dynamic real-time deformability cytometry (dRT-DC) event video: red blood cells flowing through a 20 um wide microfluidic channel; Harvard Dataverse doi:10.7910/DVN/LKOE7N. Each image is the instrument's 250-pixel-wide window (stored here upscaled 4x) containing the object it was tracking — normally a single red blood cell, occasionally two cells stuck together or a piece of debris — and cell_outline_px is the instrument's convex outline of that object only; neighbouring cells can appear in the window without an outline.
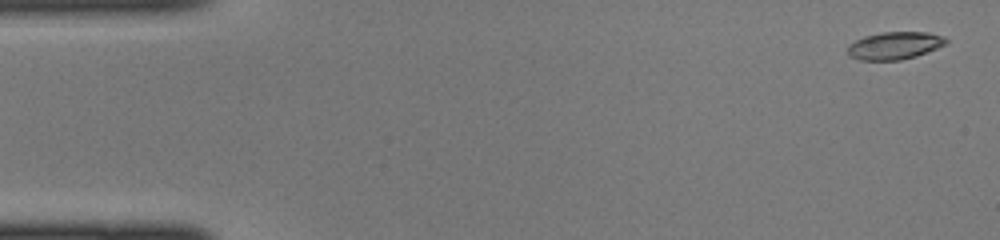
{"species": "common noctule bat (a hibernating species)", "species_latin": "Nyctalus noctula", "temperature_condition": "cold", "stored_images_in_passage": 45, "camera_frame_rate_fps": 3000, "um_per_image_px": 0.085, "animal": {"sex": "female", "body_mass_g": 22.0, "forearm_length_mm": 56.7}, "frame": {"image": 1, "passage_image": 2, "time_ms": 0.333, "image_size_px": [1000, 240], "cell_outline_px": [[948, 44], [916, 56], [900, 60], [860, 60], [848, 56], [848, 44], [864, 36], [884, 32], [928, 32], [944, 36], [948, 40]], "centroid_in_image_um": [76.06, 3.87], "position_along_channel_um": 8.9, "area_um2": 15.9}}
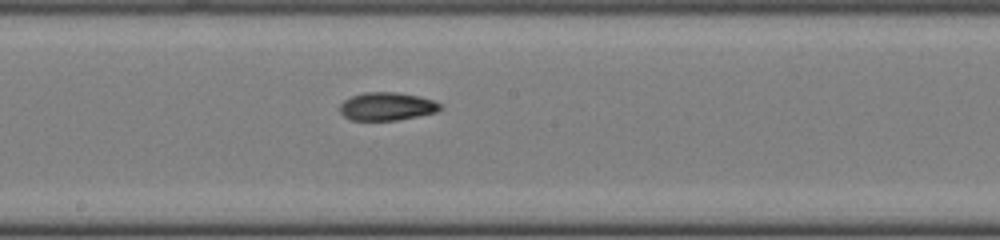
{"frame": {"image": 2, "passage_image": 24, "time_ms": 7.667, "image_size_px": [1000, 240], "cell_outline_px": [[440, 108], [436, 112], [396, 120], [352, 120], [344, 116], [340, 112], [340, 104], [344, 100], [352, 96], [364, 92], [396, 92], [420, 96], [432, 100], [440, 104]], "centroid_in_image_um": [32.85, 9.03], "position_along_channel_um": 215.3, "area_um2": 16.24}}
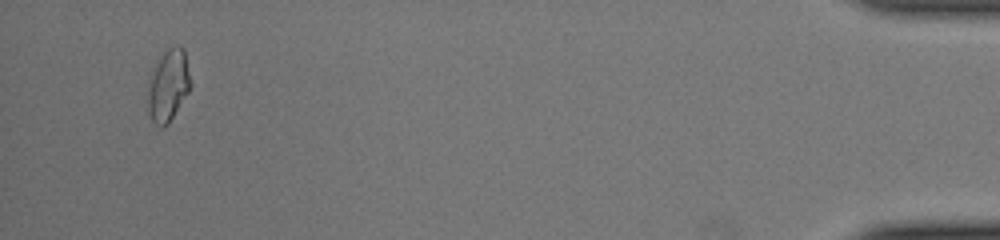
{"frame": {"image": 3, "passage_image": 43, "time_ms": 14.0, "image_size_px": [1000, 240], "cell_outline_px": [[192, 84], [188, 92], [168, 124], [164, 128], [160, 128], [152, 120], [148, 112], [148, 80], [152, 68], [164, 52], [168, 48], [176, 44], [180, 44], [184, 48]], "centroid_in_image_um": [14.3, 7.24], "position_along_channel_um": 420.9, "area_um2": 18.15}}